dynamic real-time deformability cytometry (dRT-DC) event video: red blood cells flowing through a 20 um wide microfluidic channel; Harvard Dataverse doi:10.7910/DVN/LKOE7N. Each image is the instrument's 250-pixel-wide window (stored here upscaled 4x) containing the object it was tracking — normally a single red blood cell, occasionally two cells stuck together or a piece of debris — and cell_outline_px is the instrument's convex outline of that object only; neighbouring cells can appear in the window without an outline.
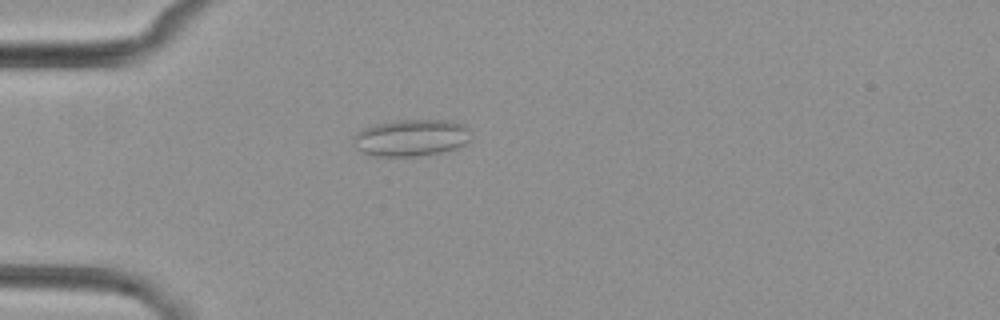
{"species": "common noctule bat (a hibernating species)", "species_latin": "Nyctalus noctula", "temperature_condition": "cold", "stored_images_in_passage": 3, "camera_frame_rate_fps": 3000, "um_per_image_px": 0.085, "animal": {"sex": "female", "body_mass_g": 29.2, "forearm_length_mm": 56.3}, "frame": {"image": 1, "passage_image": 3, "time_ms": 2.333, "image_size_px": [1000, 320], "cell_outline_px": [[472, 136], [464, 144], [456, 148], [440, 152], [416, 156], [376, 156], [360, 152], [356, 148], [352, 140], [364, 128], [372, 124], [392, 120], [452, 120], [464, 124], [468, 128]], "centroid_in_image_um": [34.96, 11.69], "position_along_channel_um": 50.0, "area_um2": 25.37}}